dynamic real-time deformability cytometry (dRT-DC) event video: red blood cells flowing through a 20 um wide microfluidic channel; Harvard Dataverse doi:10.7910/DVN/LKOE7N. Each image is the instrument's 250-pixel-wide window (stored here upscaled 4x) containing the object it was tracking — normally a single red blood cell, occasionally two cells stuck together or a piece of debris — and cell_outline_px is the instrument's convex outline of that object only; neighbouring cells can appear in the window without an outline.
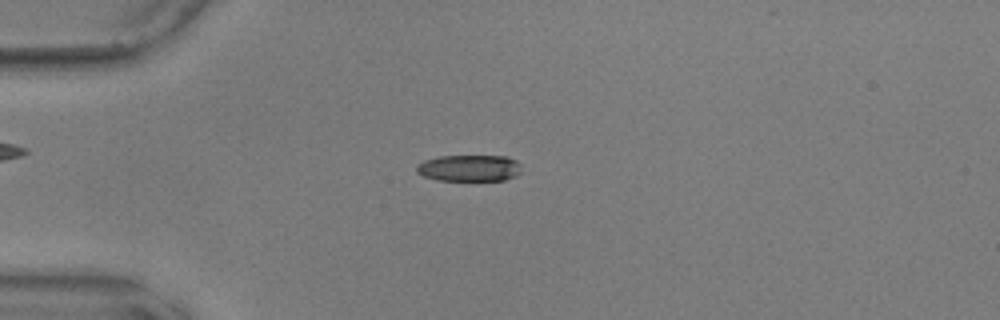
{"species": "common noctule bat (a hibernating species)", "species_latin": "Nyctalus noctula", "temperature_condition": "warm", "stored_images_in_passage": 36, "camera_frame_rate_fps": 3000, "um_per_image_px": 0.085, "animal": {"sex": "male", "body_mass_g": 17.9, "forearm_length_mm": 54.2}, "frame": {"image": 1, "passage_image": 1, "time_ms": 0.0, "image_size_px": [1000, 320], "cell_outline_px": [[520, 172], [516, 176], [504, 180], [436, 180], [424, 176], [416, 172], [416, 164], [424, 160], [440, 156], [508, 156], [516, 160], [520, 164]], "centroid_in_image_um": [39.88, 14.28], "position_along_channel_um": 45.1, "area_um2": 16.3}}
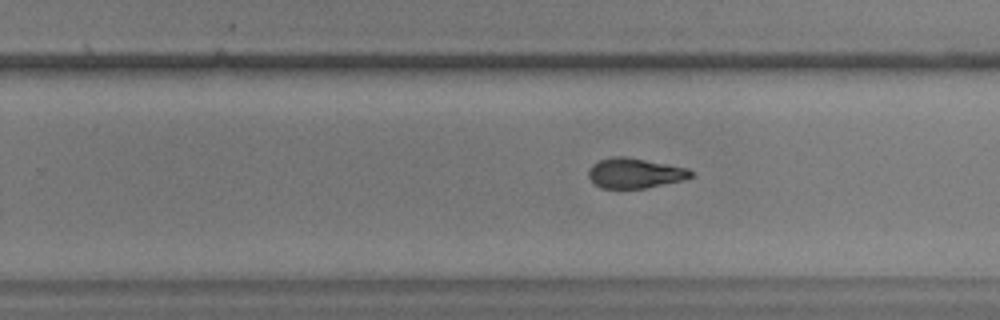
{"frame": {"image": 2, "passage_image": 22, "time_ms": 7.0, "image_size_px": [1000, 320], "cell_outline_px": [[692, 176], [684, 180], [644, 188], [600, 188], [588, 176], [588, 168], [592, 164], [600, 160], [612, 156], [624, 156], [688, 168], [692, 172]], "centroid_in_image_um": [53.94, 14.71], "position_along_channel_um": 275.9, "area_um2": 17.8}}
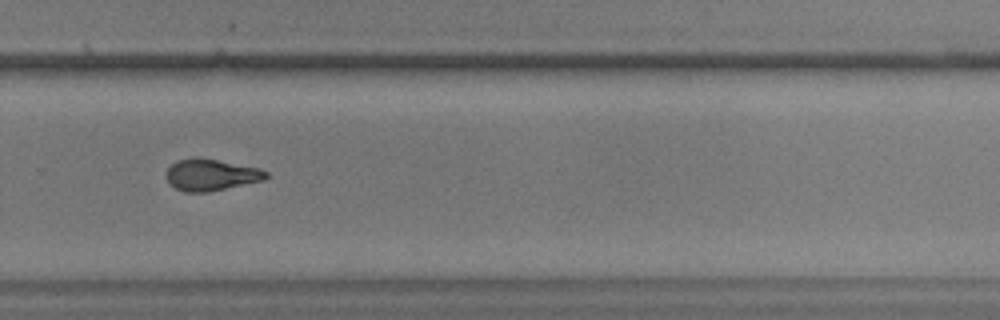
{"frame": {"image": 3, "passage_image": 25, "time_ms": 8.0, "image_size_px": [1000, 320], "cell_outline_px": [[268, 176], [264, 180], [208, 192], [184, 192], [168, 184], [164, 176], [164, 172], [176, 160], [196, 156], [260, 168], [268, 172]], "centroid_in_image_um": [17.88, 14.85], "position_along_channel_um": 311.9, "area_um2": 18.67}, "authors_computed_cell_mechanics": {"area_um2": 18.9006, "velocity_mm_per_s": 3.6173, "shape_relaxation_time_tau1_ms": 6.0276, "shape_relaxation_time_tau2_ms": 4.2425, "deformation_change_tau1": 0.1466, "deformation_change_tau2": 0.1276}}